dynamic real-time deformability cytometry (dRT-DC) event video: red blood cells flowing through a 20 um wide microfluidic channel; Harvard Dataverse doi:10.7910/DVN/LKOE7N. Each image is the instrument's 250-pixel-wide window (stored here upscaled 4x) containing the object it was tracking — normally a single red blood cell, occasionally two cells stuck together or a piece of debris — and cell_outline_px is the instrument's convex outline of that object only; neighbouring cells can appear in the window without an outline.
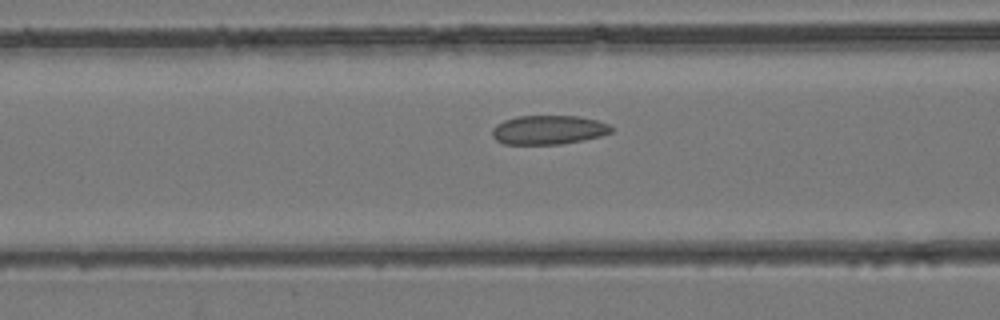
{"species": "common noctule bat (a hibernating species)", "species_latin": "Nyctalus noctula", "temperature_condition": "room temperature", "stored_images_in_passage": 38, "camera_frame_rate_fps": 3000, "um_per_image_px": 0.085, "animal": {"sex": "female", "body_mass_g": 24.6, "forearm_length_mm": 56.2}, "frame": {"image": 1, "passage_image": 12, "time_ms": 3.667, "image_size_px": [1000, 320], "cell_outline_px": [[612, 132], [600, 136], [584, 140], [560, 144], [504, 144], [496, 140], [492, 136], [492, 128], [496, 124], [504, 120], [516, 116], [576, 116], [596, 120], [608, 124], [612, 128]], "centroid_in_image_um": [46.59, 11.04], "position_along_channel_um": 120.0, "area_um2": 20.17}}
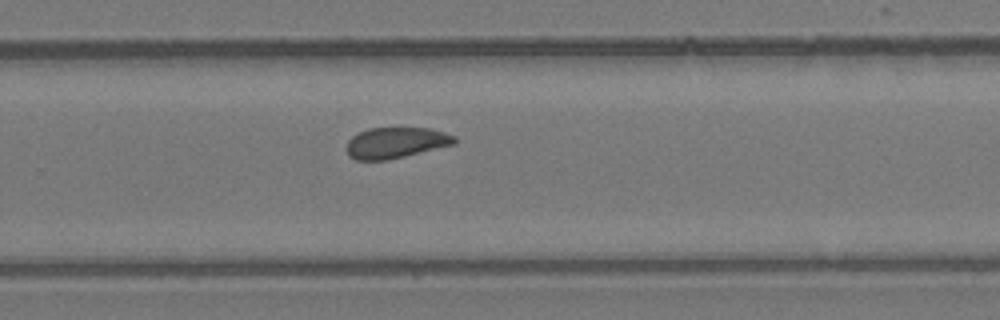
{"frame": {"image": 2, "passage_image": 23, "time_ms": 7.333, "image_size_px": [1000, 320], "cell_outline_px": [[456, 144], [388, 160], [356, 160], [348, 156], [344, 148], [348, 140], [352, 136], [368, 128], [428, 128], [444, 132], [456, 136]], "centroid_in_image_um": [33.62, 12.14], "position_along_channel_um": 296.2, "area_um2": 19.65}}
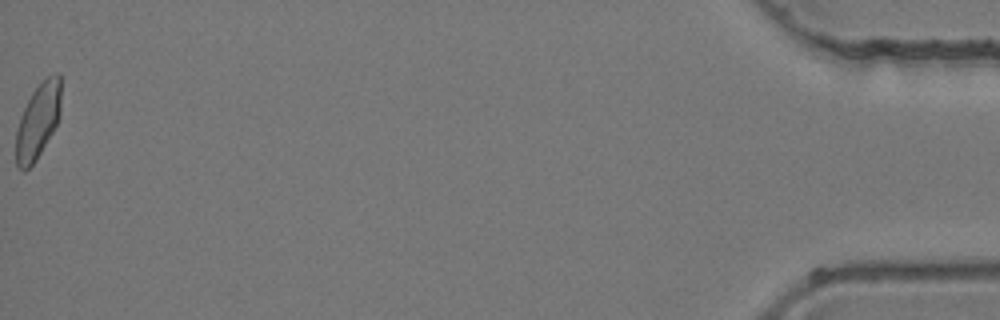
{"frame": {"image": 3, "passage_image": 38, "time_ms": 12.333, "image_size_px": [1000, 320], "cell_outline_px": [[60, 116], [52, 132], [36, 160], [24, 172], [16, 164], [16, 132], [20, 116], [32, 92], [48, 76], [56, 72], [60, 72]], "centroid_in_image_um": [3.22, 10.28], "position_along_channel_um": 432.0, "area_um2": 19.48}}